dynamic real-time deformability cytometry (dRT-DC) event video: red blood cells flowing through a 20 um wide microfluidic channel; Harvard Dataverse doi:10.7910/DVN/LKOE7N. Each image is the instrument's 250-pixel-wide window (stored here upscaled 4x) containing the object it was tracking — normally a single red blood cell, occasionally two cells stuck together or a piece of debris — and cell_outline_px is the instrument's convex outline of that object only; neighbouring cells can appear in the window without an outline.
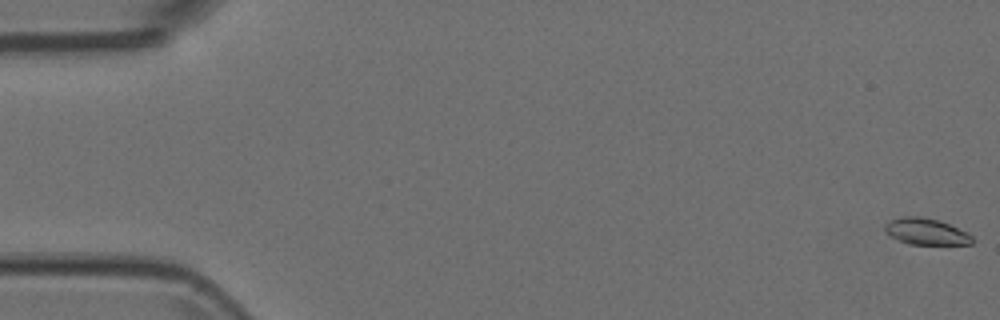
{"species": "Egyptian fruit bat (a non-hibernating species)", "species_latin": "Rousettus aegyptiacus", "temperature_condition": "room temperature", "stored_images_in_passage": 30, "camera_frame_rate_fps": 3000, "um_per_image_px": 0.085, "animal": {"sex": "female"}, "frame": {"image": 1, "passage_image": 1, "time_ms": 0.0, "image_size_px": [1000, 320], "cell_outline_px": [[972, 244], [908, 244], [884, 232], [884, 224], [900, 216], [920, 216], [940, 220], [968, 232], [972, 236]], "centroid_in_image_um": [78.71, 19.66], "position_along_channel_um": 6.3, "area_um2": 13.47}}
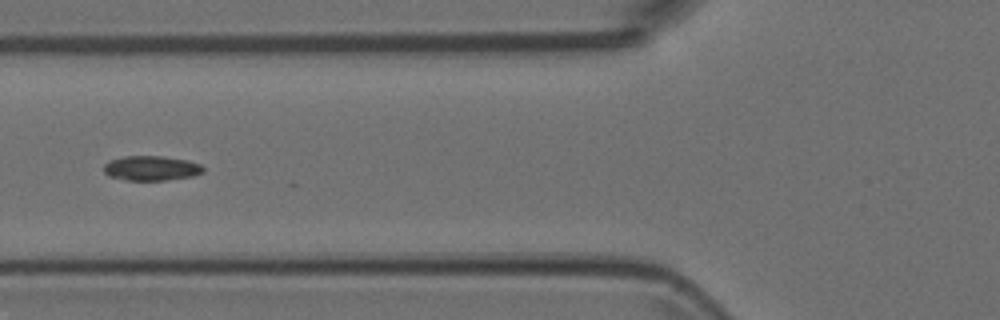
{"frame": {"image": 2, "passage_image": 21, "time_ms": 6.667, "image_size_px": [1000, 320], "cell_outline_px": [[204, 172], [192, 176], [164, 180], [124, 180], [108, 176], [104, 172], [104, 164], [108, 160], [124, 156], [164, 156], [188, 160], [200, 164], [204, 168]], "centroid_in_image_um": [12.83, 14.29], "position_along_channel_um": 113.0, "area_um2": 14.45}}
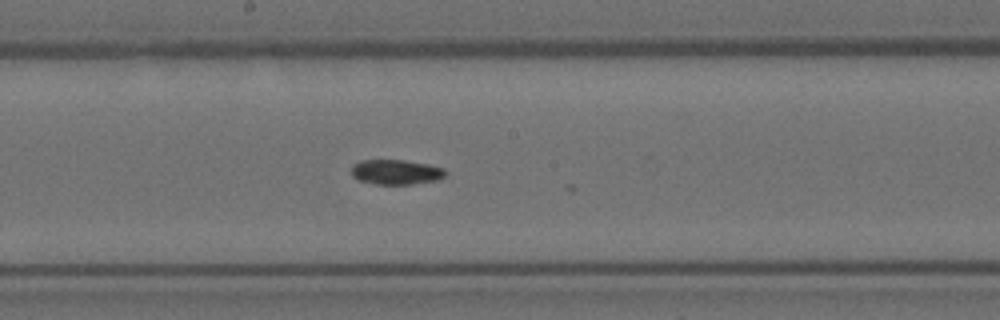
{"frame": {"image": 3, "passage_image": 29, "time_ms": 9.333, "image_size_px": [1000, 320], "cell_outline_px": [[448, 172], [440, 180], [412, 184], [376, 184], [360, 180], [352, 176], [352, 164], [360, 160], [404, 160], [428, 164], [444, 168]], "centroid_in_image_um": [33.69, 14.62], "position_along_channel_um": 214.5, "area_um2": 13.76}}